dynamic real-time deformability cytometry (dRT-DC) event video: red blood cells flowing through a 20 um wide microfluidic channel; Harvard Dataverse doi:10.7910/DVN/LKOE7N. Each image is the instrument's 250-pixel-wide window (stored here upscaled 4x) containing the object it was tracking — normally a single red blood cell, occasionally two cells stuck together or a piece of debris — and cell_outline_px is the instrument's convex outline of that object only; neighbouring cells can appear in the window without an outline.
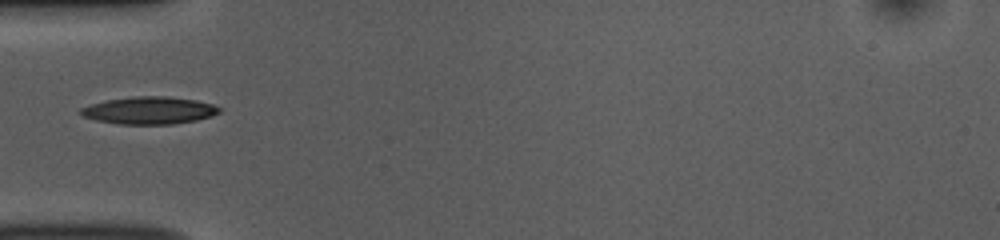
{"species": "common noctule bat (a hibernating species)", "species_latin": "Nyctalus noctula", "temperature_condition": "room temperature", "stored_images_in_passage": 12, "camera_frame_rate_fps": 3000, "um_per_image_px": 0.085, "animal": {"sex": "female", "body_mass_g": 10.0, "forearm_length_mm": 53.1}, "frame": {"image": 1, "passage_image": 1, "time_ms": 0.0, "image_size_px": [1000, 240], "cell_outline_px": [[220, 112], [212, 116], [196, 120], [172, 124], [116, 124], [96, 120], [80, 116], [80, 108], [92, 104], [108, 100], [136, 96], [164, 96], [196, 100], [212, 104], [220, 108]], "centroid_in_image_um": [12.67, 9.39], "position_along_channel_um": 72.3, "area_um2": 22.02}}
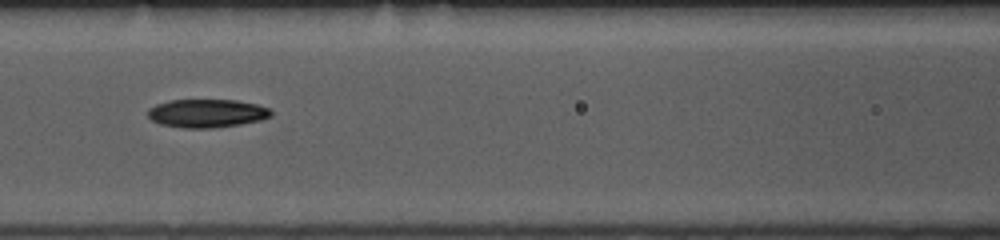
{"frame": {"image": 2, "passage_image": 7, "time_ms": 2.0, "image_size_px": [1000, 240], "cell_outline_px": [[272, 116], [260, 120], [240, 124], [212, 128], [184, 128], [160, 124], [152, 120], [148, 116], [148, 108], [156, 104], [168, 100], [236, 100], [256, 104], [272, 108]], "centroid_in_image_um": [17.59, 9.62], "position_along_channel_um": 149.0, "area_um2": 20.46}}
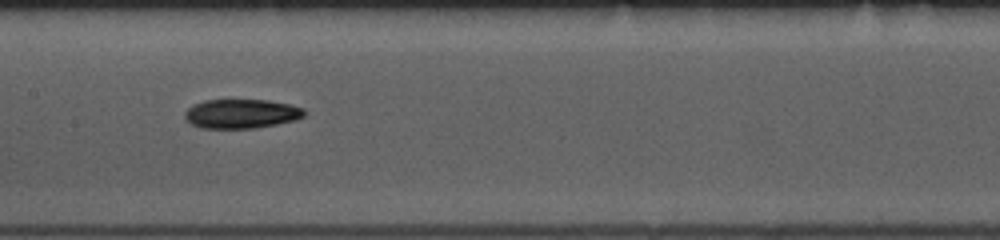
{"frame": {"image": 3, "passage_image": 10, "time_ms": 3.0, "image_size_px": [1000, 240], "cell_outline_px": [[308, 112], [304, 116], [296, 120], [256, 128], [200, 128], [184, 120], [184, 112], [192, 104], [204, 100], [268, 100], [288, 104], [304, 108]], "centroid_in_image_um": [20.5, 9.67], "position_along_channel_um": 186.9, "area_um2": 20.58}}